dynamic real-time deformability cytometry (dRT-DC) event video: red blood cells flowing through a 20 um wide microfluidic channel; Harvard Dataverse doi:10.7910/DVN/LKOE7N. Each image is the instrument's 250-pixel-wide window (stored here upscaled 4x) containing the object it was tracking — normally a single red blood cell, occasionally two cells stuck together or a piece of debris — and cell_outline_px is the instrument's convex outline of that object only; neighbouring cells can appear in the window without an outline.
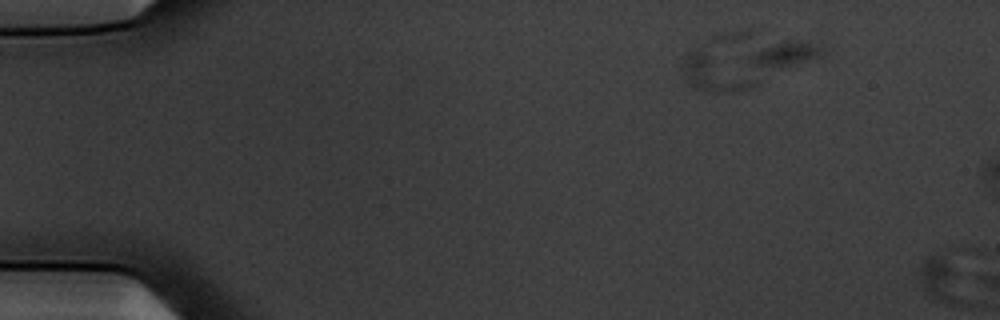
{"species": "common noctule bat (a hibernating species)", "species_latin": "Nyctalus noctula", "temperature_condition": "warm", "stored_images_in_passage": 4, "camera_frame_rate_fps": 3000, "um_per_image_px": 0.085, "animal": {"sex": "male", "body_mass_g": 20.1, "forearm_length_mm": 53.5}, "frame": {"image": 1, "passage_image": 1, "time_ms": 0.0, "image_size_px": [1000, 320], "cell_outline_px": [[760, 84], [748, 88], [728, 92], [716, 92], [700, 88], [692, 84], [684, 68], [684, 56], [688, 52], [696, 48], [704, 48]], "centroid_in_image_um": [60.72, 6.18], "position_along_channel_um": 24.3, "area_um2": 14.28}}